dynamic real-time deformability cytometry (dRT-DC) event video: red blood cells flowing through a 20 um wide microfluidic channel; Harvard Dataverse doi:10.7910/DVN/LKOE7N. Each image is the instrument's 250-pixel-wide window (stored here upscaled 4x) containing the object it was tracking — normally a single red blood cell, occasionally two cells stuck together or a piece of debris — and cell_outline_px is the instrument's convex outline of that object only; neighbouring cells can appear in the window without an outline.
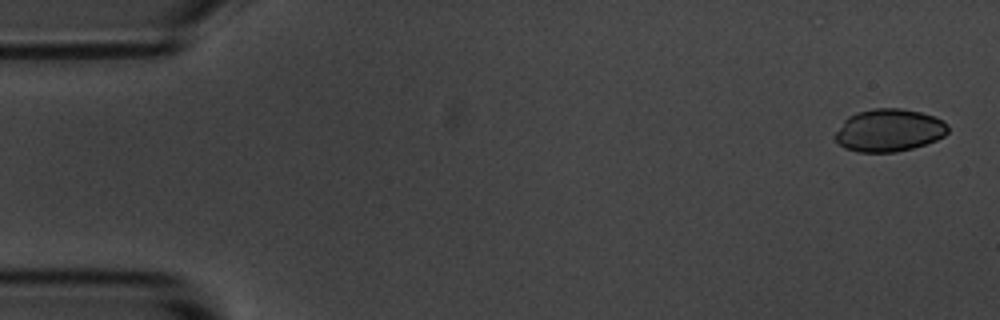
{"species": "common noctule bat (a hibernating species)", "species_latin": "Nyctalus noctula", "temperature_condition": "room temperature", "stored_images_in_passage": 4, "camera_frame_rate_fps": 3000, "um_per_image_px": 0.085, "animal": {"sex": "male", "body_mass_g": 20.1, "forearm_length_mm": 53.5}, "frame": {"image": 1, "passage_image": 1, "time_ms": 0.0, "image_size_px": [1000, 320], "cell_outline_px": [[948, 132], [944, 136], [936, 140], [912, 148], [896, 152], [856, 152], [844, 148], [836, 140], [836, 132], [844, 120], [848, 116], [856, 112], [872, 108], [900, 108], [920, 112], [944, 120], [948, 124]], "centroid_in_image_um": [75.57, 11.07], "position_along_channel_um": 9.4, "area_um2": 28.03}}